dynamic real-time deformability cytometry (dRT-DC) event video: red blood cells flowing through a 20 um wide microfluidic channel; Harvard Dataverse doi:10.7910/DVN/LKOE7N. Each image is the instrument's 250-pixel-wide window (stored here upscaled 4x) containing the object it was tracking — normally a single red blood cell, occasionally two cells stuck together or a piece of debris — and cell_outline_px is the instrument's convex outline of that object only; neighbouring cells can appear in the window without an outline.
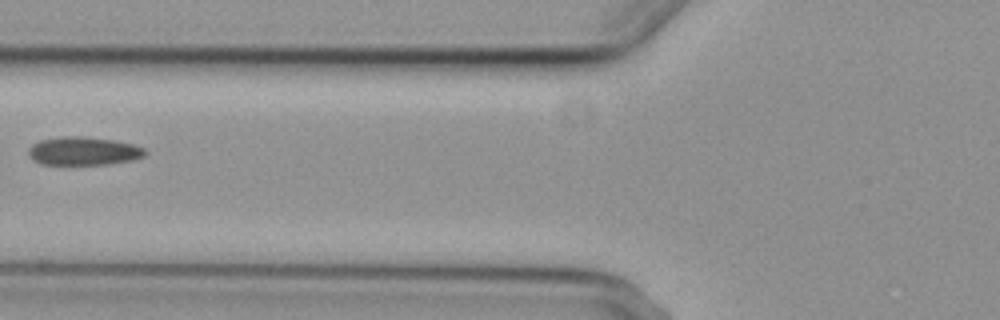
{"species": "common noctule bat (a hibernating species)", "species_latin": "Nyctalus noctula", "temperature_condition": "cold", "stored_images_in_passage": 6, "camera_frame_rate_fps": 3000, "um_per_image_px": 0.085, "animal": {"sex": "female", "body_mass_g": 29.2, "forearm_length_mm": 56.3}, "frame": {"image": 1, "passage_image": 6, "time_ms": 7.0, "image_size_px": [1000, 320], "cell_outline_px": [[148, 152], [144, 156], [132, 160], [108, 164], [40, 164], [32, 160], [28, 156], [28, 148], [32, 144], [40, 140], [64, 136], [84, 136], [116, 140], [132, 144], [144, 148]], "centroid_in_image_um": [7.08, 12.83], "position_along_channel_um": 118.7, "area_um2": 19.42}}